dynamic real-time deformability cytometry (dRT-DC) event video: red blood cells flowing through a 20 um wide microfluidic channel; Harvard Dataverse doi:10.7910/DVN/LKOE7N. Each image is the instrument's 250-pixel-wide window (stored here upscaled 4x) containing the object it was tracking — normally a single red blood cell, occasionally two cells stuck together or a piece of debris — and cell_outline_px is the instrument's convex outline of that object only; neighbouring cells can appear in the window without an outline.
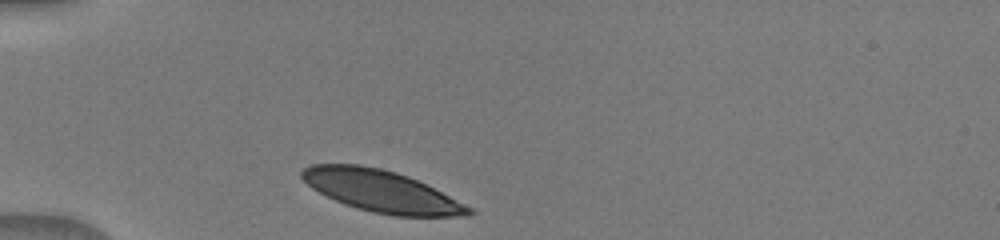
{"species": "human", "species_latin": "Homo sapiens", "temperature_condition": "warm", "stored_images_in_passage": 13, "camera_frame_rate_fps": 3000, "um_per_image_px": 0.085, "donor": {"sex": "male"}, "frame": {"image": 1, "passage_image": 1, "time_ms": 0.0, "image_size_px": [1000, 240], "cell_outline_px": [[476, 212], [472, 216], [392, 216], [372, 212], [356, 208], [344, 204], [312, 188], [300, 176], [300, 172], [304, 168], [312, 164], [360, 164], [380, 168], [396, 172], [408, 176], [472, 208]], "centroid_in_image_um": [32.4, 16.25], "position_along_channel_um": 52.6, "area_um2": 40.23}}
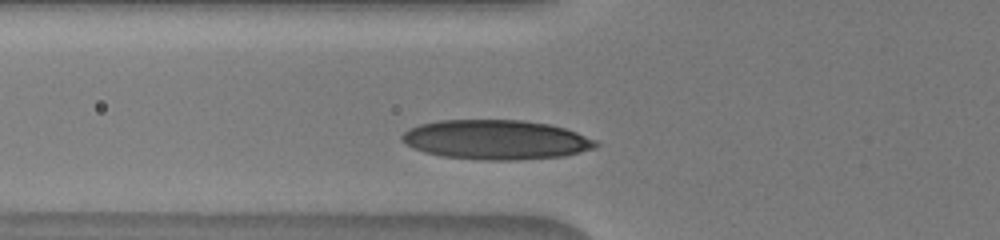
{"frame": {"image": 2, "passage_image": 3, "time_ms": 1.333, "image_size_px": [1000, 240], "cell_outline_px": [[600, 144], [596, 148], [564, 156], [516, 160], [484, 160], [444, 156], [424, 152], [408, 144], [400, 136], [408, 128], [420, 124], [440, 120], [524, 120], [548, 124], [564, 128], [576, 132], [596, 140]], "centroid_in_image_um": [42.2, 11.87], "position_along_channel_um": 83.6, "area_um2": 44.51}}
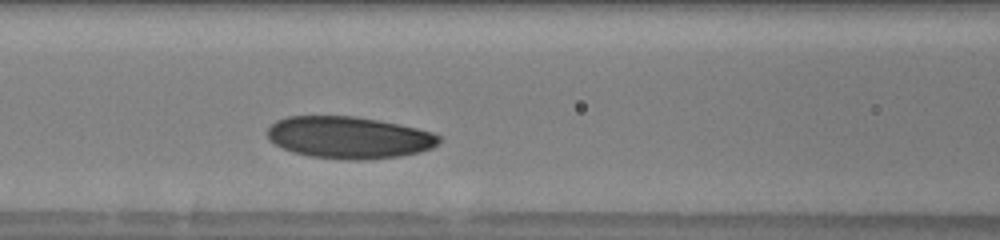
{"frame": {"image": 3, "passage_image": 6, "time_ms": 2.667, "image_size_px": [1000, 240], "cell_outline_px": [[440, 140], [432, 148], [420, 152], [400, 156], [360, 160], [348, 160], [308, 156], [292, 152], [268, 140], [268, 128], [276, 120], [288, 116], [352, 116], [376, 120], [416, 128], [432, 132], [440, 136]], "centroid_in_image_um": [29.63, 11.69], "position_along_channel_um": 137.0, "area_um2": 41.79}}